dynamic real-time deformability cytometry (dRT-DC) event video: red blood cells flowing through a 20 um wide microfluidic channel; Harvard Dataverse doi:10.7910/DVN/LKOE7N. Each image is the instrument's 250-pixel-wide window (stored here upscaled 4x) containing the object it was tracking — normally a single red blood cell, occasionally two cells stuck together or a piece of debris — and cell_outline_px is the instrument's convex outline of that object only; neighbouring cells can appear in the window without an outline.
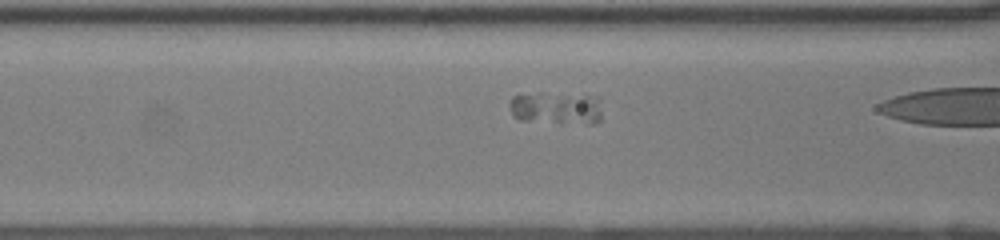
{"species": "human", "species_latin": "Homo sapiens", "temperature_condition": "room temperature", "stored_images_in_passage": 26, "segment_of_instrument_passage": [1, 2], "camera_frame_rate_fps": 3000, "um_per_image_px": 0.085, "donor": {"sex": "female"}, "frame": {"image": 1, "passage_image": 7, "time_ms": 2.0, "image_size_px": [1000, 240], "cell_outline_px": [[600, 120], [596, 124], [560, 124], [520, 120], [512, 116], [508, 104], [512, 96], [540, 92], [544, 92], [600, 96]], "centroid_in_image_um": [47.28, 9.19], "position_along_channel_um": 119.3, "area_um2": 18.44}}